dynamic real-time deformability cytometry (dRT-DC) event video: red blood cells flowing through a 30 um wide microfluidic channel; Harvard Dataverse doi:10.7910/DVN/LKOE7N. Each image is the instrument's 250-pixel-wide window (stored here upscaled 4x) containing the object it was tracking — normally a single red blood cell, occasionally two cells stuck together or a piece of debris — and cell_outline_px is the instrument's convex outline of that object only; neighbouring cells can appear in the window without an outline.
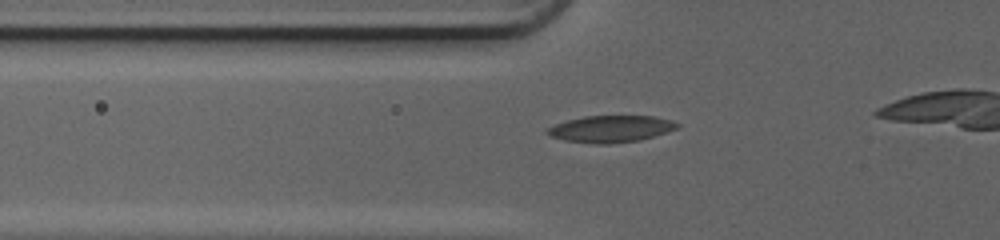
{"species": "common noctule bat (a hibernating species)", "species_latin": "Nyctalus noctula", "temperature_condition": "cold", "stored_images_in_passage": 34, "camera_frame_rate_fps": 3000, "um_per_image_px": 0.085, "animal": {"sex": "female", "body_mass_g": 20.0, "forearm_length_mm": 54.0}, "frame": {"image": 1, "passage_image": 8, "time_ms": 2.333, "image_size_px": [1000, 240], "cell_outline_px": [[680, 124], [676, 128], [668, 132], [640, 140], [608, 144], [592, 144], [564, 140], [552, 136], [544, 132], [548, 128], [556, 124], [568, 120], [584, 116], [652, 116], [672, 120]], "centroid_in_image_um": [51.93, 10.96], "position_along_channel_um": 73.9, "area_um2": 20.23}}
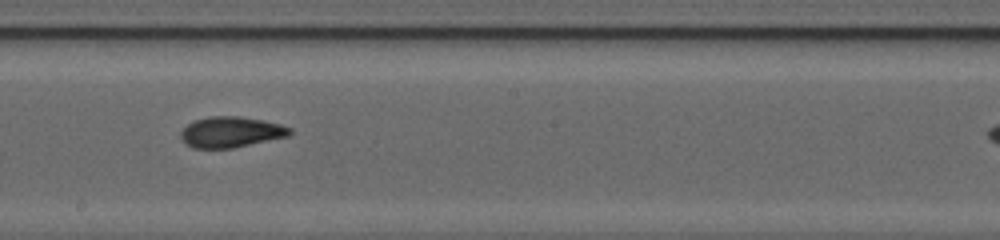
{"frame": {"image": 2, "passage_image": 19, "time_ms": 6.0, "image_size_px": [1000, 240], "cell_outline_px": [[292, 132], [288, 136], [232, 148], [192, 148], [184, 144], [180, 140], [180, 132], [188, 124], [196, 120], [208, 116], [240, 116], [264, 120], [280, 124], [292, 128]], "centroid_in_image_um": [19.6, 11.22], "position_along_channel_um": 228.6, "area_um2": 19.65}}
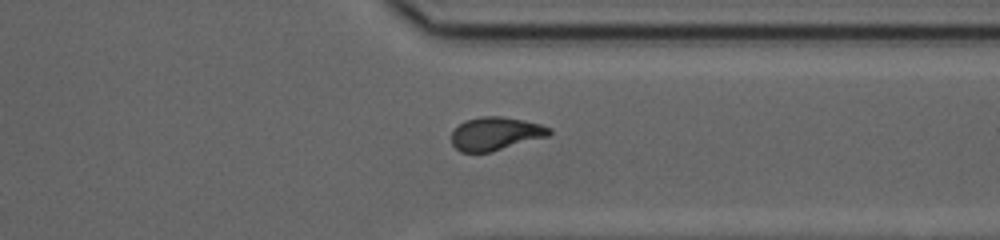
{"frame": {"image": 3, "passage_image": 29, "time_ms": 9.333, "image_size_px": [1000, 240], "cell_outline_px": [[552, 132], [548, 136], [492, 152], [460, 152], [452, 144], [452, 132], [464, 120], [480, 116], [500, 116], [524, 120], [540, 124], [552, 128]], "centroid_in_image_um": [42.13, 11.36], "position_along_channel_um": 369.3, "area_um2": 19.02}}